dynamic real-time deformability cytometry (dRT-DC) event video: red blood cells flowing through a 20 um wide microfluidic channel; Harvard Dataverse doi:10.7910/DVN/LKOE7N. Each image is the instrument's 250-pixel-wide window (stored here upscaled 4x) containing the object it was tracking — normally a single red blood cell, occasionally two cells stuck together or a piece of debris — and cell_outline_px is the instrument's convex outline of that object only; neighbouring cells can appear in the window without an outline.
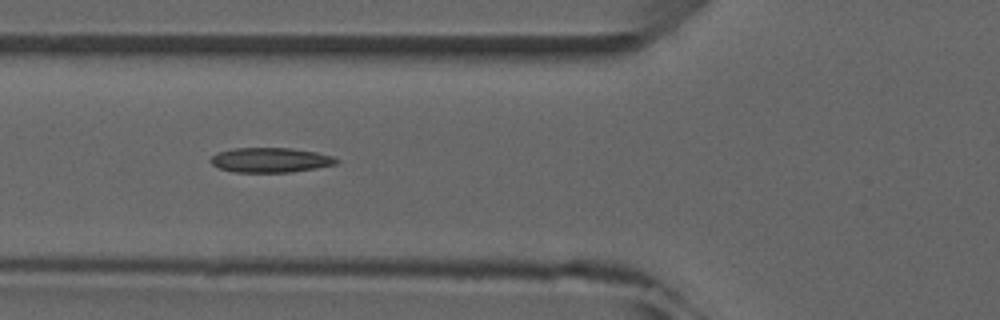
{"species": "common noctule bat (a hibernating species)", "species_latin": "Nyctalus noctula", "temperature_condition": "room temperature", "stored_images_in_passage": 7, "camera_frame_rate_fps": 3000, "um_per_image_px": 0.085, "animal": {"sex": "male", "forearm_length_mm": 52.5}, "frame": {"image": 1, "passage_image": 4, "time_ms": 3.333, "image_size_px": [1000, 320], "cell_outline_px": [[340, 160], [336, 164], [316, 168], [292, 172], [232, 172], [220, 168], [212, 164], [208, 160], [216, 152], [236, 148], [292, 148], [316, 152], [332, 156]], "centroid_in_image_um": [22.97, 13.6], "position_along_channel_um": 102.8, "area_um2": 18.21}}
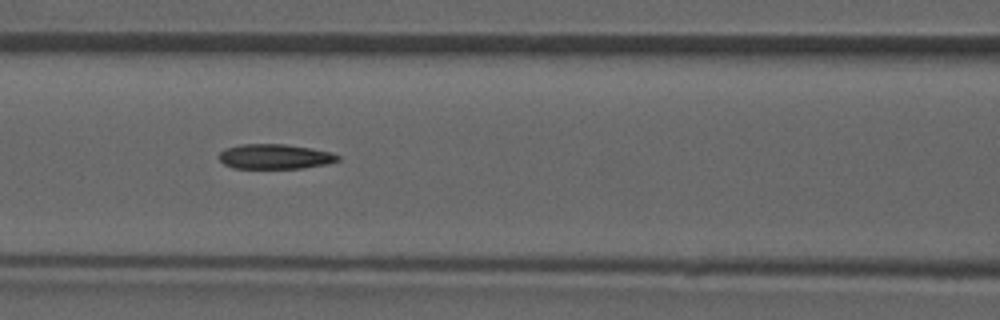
{"frame": {"image": 2, "passage_image": 5, "time_ms": 4.333, "image_size_px": [1000, 320], "cell_outline_px": [[340, 160], [328, 164], [304, 168], [232, 168], [224, 164], [216, 156], [224, 148], [240, 144], [284, 144], [312, 148], [332, 152], [340, 156]], "centroid_in_image_um": [23.36, 13.3], "position_along_channel_um": 143.2, "area_um2": 17.51}}